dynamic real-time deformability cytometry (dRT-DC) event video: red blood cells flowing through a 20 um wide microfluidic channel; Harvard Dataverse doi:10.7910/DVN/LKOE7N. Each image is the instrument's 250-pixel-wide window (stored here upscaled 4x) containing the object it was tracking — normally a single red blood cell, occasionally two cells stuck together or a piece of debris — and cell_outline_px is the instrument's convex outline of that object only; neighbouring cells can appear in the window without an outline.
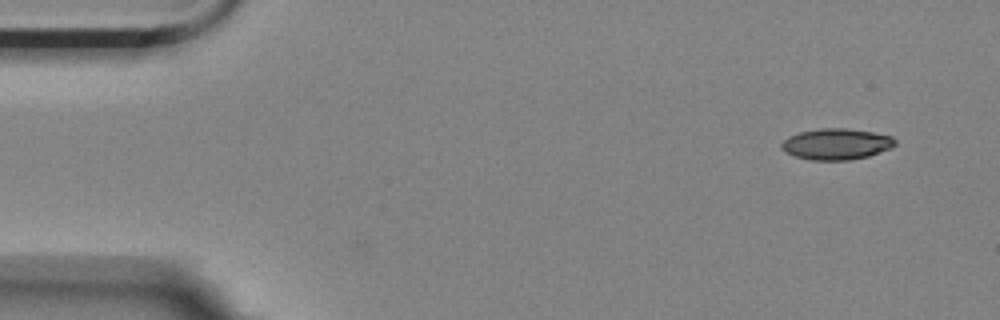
{"species": "Egyptian fruit bat (a non-hibernating species)", "species_latin": "Rousettus aegyptiacus", "temperature_condition": "room temperature", "stored_images_in_passage": 16, "camera_frame_rate_fps": 3000, "um_per_image_px": 0.085, "animal": {"sex": "female"}, "frame": {"image": 1, "passage_image": 1, "time_ms": 0.0, "image_size_px": [1000, 320], "cell_outline_px": [[896, 144], [892, 148], [868, 156], [848, 160], [812, 160], [796, 156], [784, 152], [780, 148], [780, 144], [788, 136], [800, 132], [820, 128], [848, 128], [872, 132], [892, 136], [896, 140]], "centroid_in_image_um": [71.09, 12.24], "position_along_channel_um": 13.9, "area_um2": 20.69}}
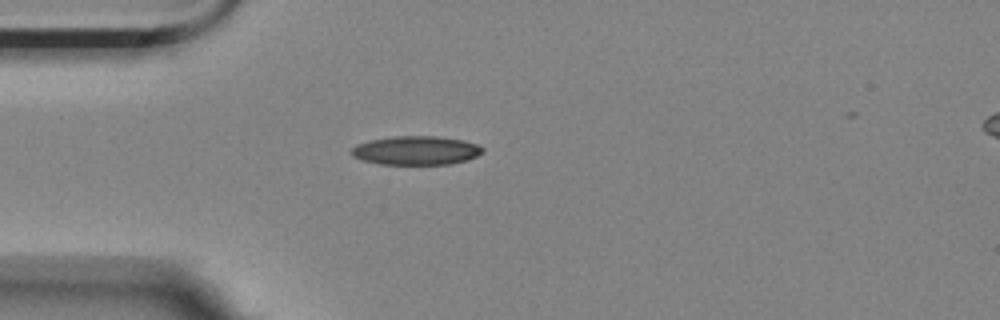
{"frame": {"image": 2, "passage_image": 12, "time_ms": 3.667, "image_size_px": [1000, 320], "cell_outline_px": [[484, 152], [476, 156], [464, 160], [448, 164], [380, 164], [364, 160], [352, 156], [352, 148], [356, 144], [368, 140], [392, 136], [440, 136], [464, 140], [476, 144], [484, 148]], "centroid_in_image_um": [35.36, 12.77], "position_along_channel_um": 49.6, "area_um2": 22.02}}
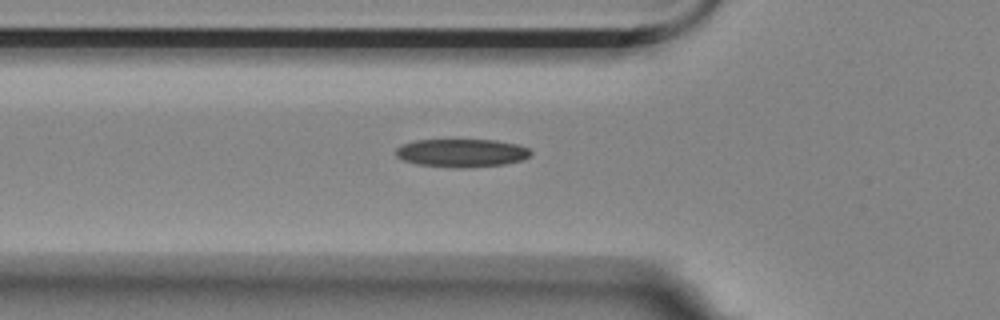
{"frame": {"image": 3, "passage_image": 16, "time_ms": 5.0, "image_size_px": [1000, 320], "cell_outline_px": [[532, 152], [524, 160], [504, 164], [460, 168], [456, 168], [420, 164], [404, 160], [396, 156], [396, 148], [400, 144], [416, 140], [496, 140], [516, 144], [528, 148]], "centroid_in_image_um": [39.24, 12.99], "position_along_channel_um": 86.6, "area_um2": 22.02}}